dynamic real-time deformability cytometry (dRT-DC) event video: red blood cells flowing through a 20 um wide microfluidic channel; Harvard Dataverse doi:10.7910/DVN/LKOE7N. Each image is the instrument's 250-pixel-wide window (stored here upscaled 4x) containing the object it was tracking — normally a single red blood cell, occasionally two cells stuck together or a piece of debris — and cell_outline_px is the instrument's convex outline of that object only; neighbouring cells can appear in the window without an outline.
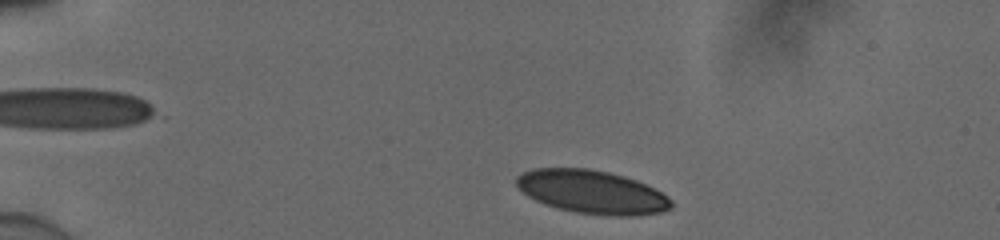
{"species": "human", "species_latin": "Homo sapiens", "temperature_condition": "cold", "stored_images_in_passage": 44, "camera_frame_rate_fps": 3000, "um_per_image_px": 0.085, "donor": {"sex": "male"}, "frame": {"image": 1, "passage_image": 2, "time_ms": 0.333, "image_size_px": [1000, 240], "cell_outline_px": [[672, 208], [660, 212], [636, 216], [612, 216], [576, 212], [556, 208], [544, 204], [528, 196], [516, 184], [516, 176], [532, 168], [588, 168], [608, 172], [624, 176], [636, 180], [668, 196], [672, 200]], "centroid_in_image_um": [50.32, 16.32], "position_along_channel_um": 34.7, "area_um2": 39.07}}
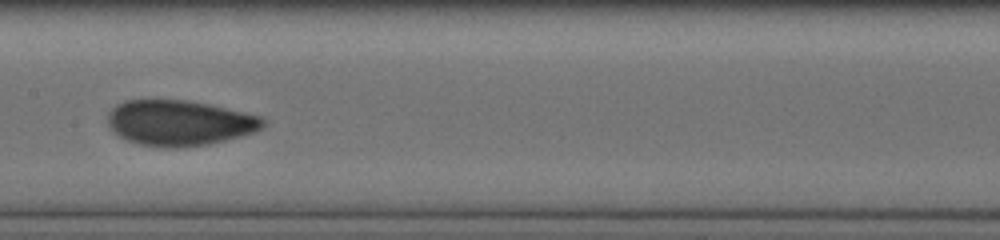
{"frame": {"image": 2, "passage_image": 20, "time_ms": 6.333, "image_size_px": [1000, 240], "cell_outline_px": [[264, 124], [260, 128], [252, 132], [240, 136], [208, 144], [180, 148], [164, 148], [140, 144], [124, 140], [108, 124], [108, 112], [116, 104], [124, 100], [188, 100], [208, 104], [260, 116], [264, 120]], "centroid_in_image_um": [15.2, 10.45], "position_along_channel_um": 192.2, "area_um2": 40.92}}
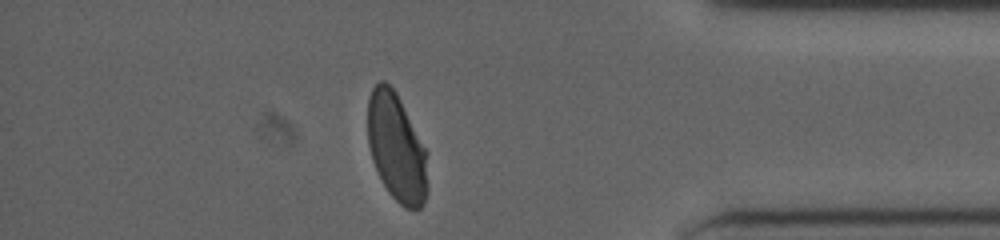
{"frame": {"image": 3, "passage_image": 38, "time_ms": 12.333, "image_size_px": [1000, 240], "cell_outline_px": [[428, 192], [420, 208], [404, 208], [388, 192], [372, 160], [368, 144], [368, 96], [372, 88], [380, 80], [384, 80], [396, 92], [428, 152]], "centroid_in_image_um": [33.73, 12.55], "position_along_channel_um": 401.5, "area_um2": 37.97}, "authors_computed_cell_mechanics": {"area_um2": 39.9687, "velocity_mm_per_s": 3.8839, "shape_relaxation_time_tau1_ms": 4.2234, "shape_relaxation_time_tau2_ms": 0.719, "deformation_change_tau1": 0.1325, "deformation_change_tau2": 0.0486}}